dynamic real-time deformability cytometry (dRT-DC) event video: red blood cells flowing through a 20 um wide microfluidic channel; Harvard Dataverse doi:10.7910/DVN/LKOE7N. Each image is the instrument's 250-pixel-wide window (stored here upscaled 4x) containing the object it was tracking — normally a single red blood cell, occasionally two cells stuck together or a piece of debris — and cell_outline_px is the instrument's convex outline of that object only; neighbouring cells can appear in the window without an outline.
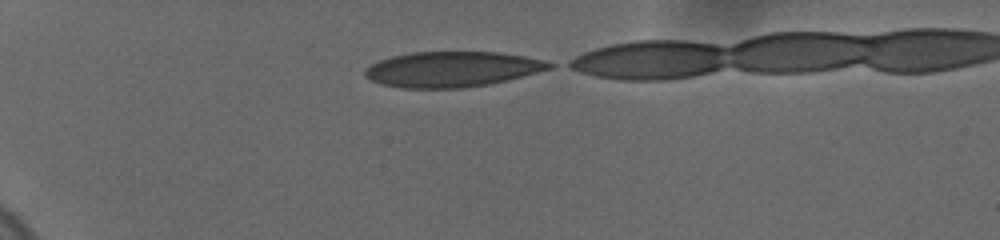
{"species": "human", "species_latin": "Homo sapiens", "temperature_condition": "cold", "stored_images_in_passage": 10, "segment_of_instrument_passage": [1, 2], "camera_frame_rate_fps": 3000, "um_per_image_px": 0.085, "donor": {"sex": "female"}, "frame": {"image": 1, "passage_image": 1, "time_ms": 0.0, "image_size_px": [1000, 240], "cell_outline_px": [[556, 64], [552, 68], [488, 84], [464, 88], [400, 88], [380, 84], [364, 76], [364, 72], [372, 64], [380, 60], [392, 56], [412, 52], [496, 52], [524, 56], [544, 60]], "centroid_in_image_um": [38.4, 5.88], "position_along_channel_um": 46.6, "area_um2": 37.74}}
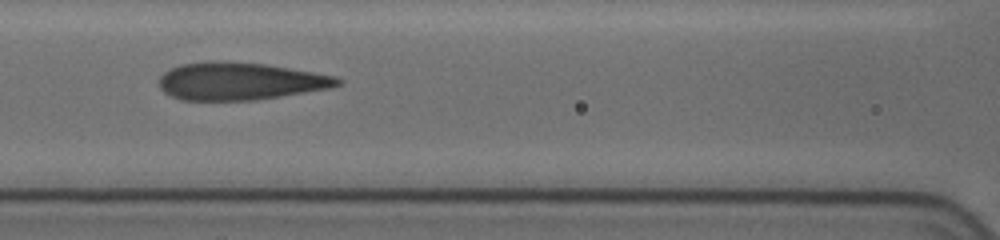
{"frame": {"image": 2, "passage_image": 6, "time_ms": 4.0, "image_size_px": [1000, 240], "cell_outline_px": [[340, 84], [328, 88], [256, 100], [180, 100], [164, 92], [160, 88], [160, 76], [164, 72], [180, 64], [212, 60], [264, 64], [336, 76], [340, 80]], "centroid_in_image_um": [20.34, 6.9], "position_along_channel_um": 146.3, "area_um2": 38.67}}
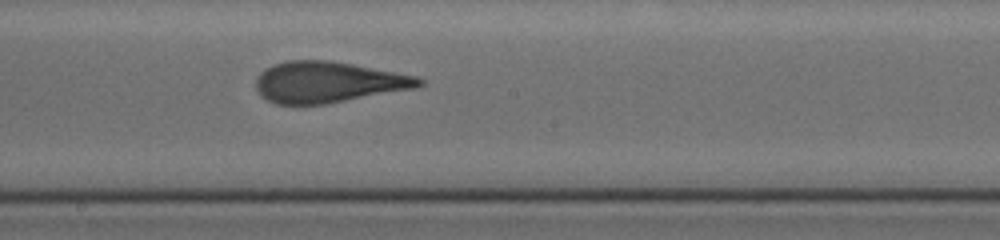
{"frame": {"image": 3, "passage_image": 9, "time_ms": 6.0, "image_size_px": [1000, 240], "cell_outline_px": [[424, 84], [416, 88], [324, 104], [276, 104], [260, 96], [256, 88], [256, 76], [264, 68], [272, 64], [288, 60], [328, 60], [352, 64], [416, 76], [424, 80]], "centroid_in_image_um": [27.84, 6.97], "position_along_channel_um": 220.4, "area_um2": 38.96}}